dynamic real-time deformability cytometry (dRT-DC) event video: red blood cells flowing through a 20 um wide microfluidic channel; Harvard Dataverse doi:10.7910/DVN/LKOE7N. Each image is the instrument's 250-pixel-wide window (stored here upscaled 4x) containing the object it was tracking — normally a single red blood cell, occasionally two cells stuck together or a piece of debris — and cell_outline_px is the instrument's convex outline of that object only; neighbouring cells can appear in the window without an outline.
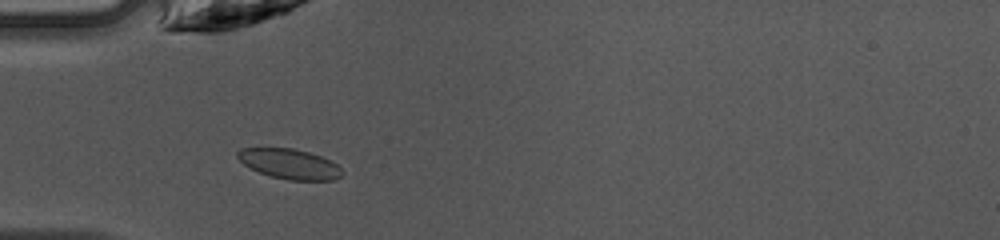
{"species": "common noctule bat (a hibernating species)", "species_latin": "Nyctalus noctula", "temperature_condition": "warm", "stored_images_in_passage": 47, "camera_frame_rate_fps": 3000, "um_per_image_px": 0.085, "animal": {"sex": "female", "body_mass_g": 10.0, "forearm_length_mm": 53.1}, "frame": {"image": 1, "passage_image": 15, "time_ms": 4.667, "image_size_px": [1000, 240], "cell_outline_px": [[344, 172], [340, 176], [332, 180], [288, 180], [272, 176], [260, 172], [244, 164], [236, 156], [236, 152], [240, 148], [292, 148], [308, 152], [320, 156], [336, 164]], "centroid_in_image_um": [24.6, 13.93], "position_along_channel_um": 60.4, "area_um2": 18.03}}
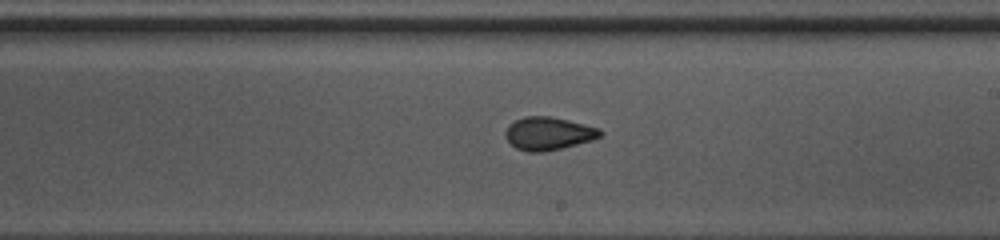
{"frame": {"image": 2, "passage_image": 28, "time_ms": 9.0, "image_size_px": [1000, 240], "cell_outline_px": [[604, 132], [600, 136], [592, 140], [544, 152], [528, 152], [516, 148], [504, 136], [504, 132], [508, 124], [524, 116], [552, 116], [600, 128]], "centroid_in_image_um": [46.6, 11.34], "position_along_channel_um": 242.4, "area_um2": 18.26}}
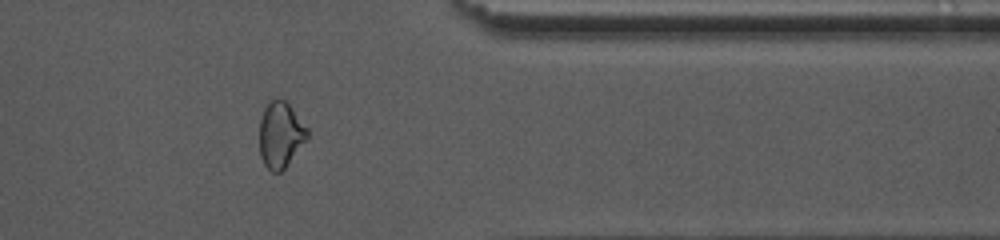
{"frame": {"image": 3, "passage_image": 39, "time_ms": 12.667, "image_size_px": [1000, 240], "cell_outline_px": [[308, 136], [284, 168], [280, 172], [272, 172], [264, 164], [260, 156], [260, 120], [264, 108], [268, 100], [272, 96], [284, 100], [288, 104], [308, 128]], "centroid_in_image_um": [23.81, 11.41], "position_along_channel_um": 387.6, "area_um2": 18.21}, "authors_computed_cell_mechanics": {"area_um2": 18.8428, "velocity_mm_per_s": 4.2392, "shape_relaxation_time_tau1_ms": 5.5611, "shape_relaxation_time_tau2_ms": 0.8213, "deformation_change_tau1": 0.1274, "deformation_change_tau2": 0.0424}}